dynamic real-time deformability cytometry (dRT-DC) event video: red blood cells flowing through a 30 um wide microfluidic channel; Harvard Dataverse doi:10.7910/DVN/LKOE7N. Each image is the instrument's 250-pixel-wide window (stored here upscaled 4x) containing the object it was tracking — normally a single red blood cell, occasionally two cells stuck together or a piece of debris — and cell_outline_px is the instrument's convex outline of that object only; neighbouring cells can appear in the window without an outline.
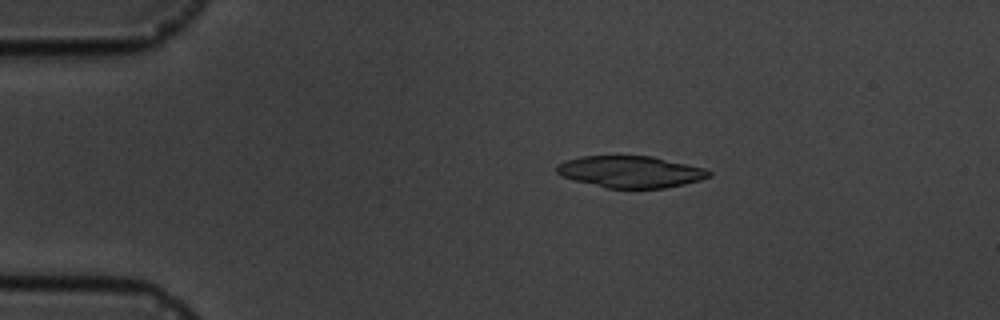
{"species": "common noctule bat (a hibernating species)", "species_latin": "Nyctalus noctula", "temperature_condition": "cold", "stored_images_in_passage": 6, "camera_frame_rate_fps": 3000, "um_per_image_px": 0.085, "animal": {"sex": "male", "body_mass_g": 19.5, "forearm_length_mm": 54.6}, "frame": {"image": 1, "passage_image": 2, "time_ms": 1.0, "image_size_px": [1000, 320], "cell_outline_px": [[712, 176], [700, 180], [684, 184], [664, 188], [604, 188], [576, 180], [564, 176], [556, 172], [556, 164], [564, 160], [580, 156], [652, 156], [704, 168], [712, 172]], "centroid_in_image_um": [53.59, 14.6], "position_along_channel_um": 31.4, "area_um2": 28.09}}